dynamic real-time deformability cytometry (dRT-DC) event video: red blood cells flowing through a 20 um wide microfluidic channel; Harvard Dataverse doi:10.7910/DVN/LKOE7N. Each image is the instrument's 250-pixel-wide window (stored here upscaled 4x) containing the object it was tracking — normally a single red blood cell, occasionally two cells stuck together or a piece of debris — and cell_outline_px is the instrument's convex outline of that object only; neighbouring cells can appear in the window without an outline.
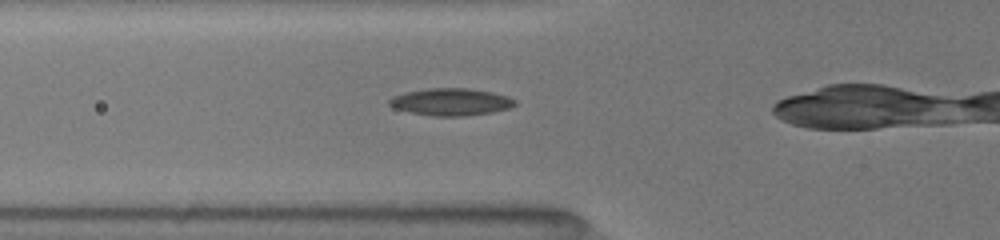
{"species": "common noctule bat (a hibernating species)", "species_latin": "Nyctalus noctula", "temperature_condition": "room temperature", "stored_images_in_passage": 10, "camera_frame_rate_fps": 3000, "um_per_image_px": 0.085, "animal": {"sex": "female", "body_mass_g": 19.5, "forearm_length_mm": 54.1}, "frame": {"image": 1, "passage_image": 4, "time_ms": 1.0, "image_size_px": [1000, 240], "cell_outline_px": [[516, 104], [508, 108], [492, 112], [464, 116], [432, 116], [412, 112], [396, 108], [388, 104], [388, 100], [392, 96], [404, 92], [428, 88], [468, 88], [492, 92], [508, 96], [516, 100]], "centroid_in_image_um": [38.32, 8.65], "position_along_channel_um": 87.5, "area_um2": 19.88}}
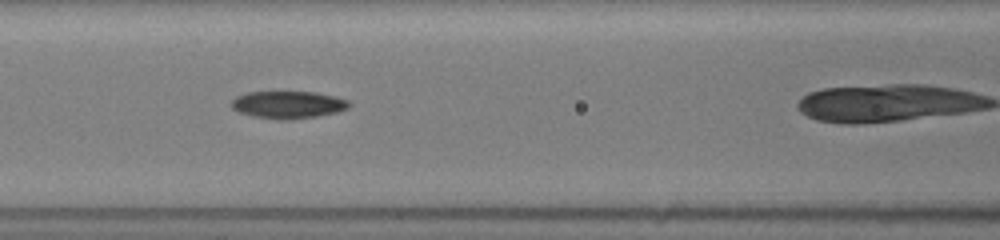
{"frame": {"image": 2, "passage_image": 7, "time_ms": 2.333, "image_size_px": [1000, 240], "cell_outline_px": [[352, 104], [348, 108], [336, 112], [316, 116], [288, 120], [280, 120], [252, 116], [236, 112], [228, 104], [236, 96], [248, 92], [316, 92], [336, 96], [348, 100]], "centroid_in_image_um": [24.45, 8.9], "position_along_channel_um": 142.1, "area_um2": 19.02}}